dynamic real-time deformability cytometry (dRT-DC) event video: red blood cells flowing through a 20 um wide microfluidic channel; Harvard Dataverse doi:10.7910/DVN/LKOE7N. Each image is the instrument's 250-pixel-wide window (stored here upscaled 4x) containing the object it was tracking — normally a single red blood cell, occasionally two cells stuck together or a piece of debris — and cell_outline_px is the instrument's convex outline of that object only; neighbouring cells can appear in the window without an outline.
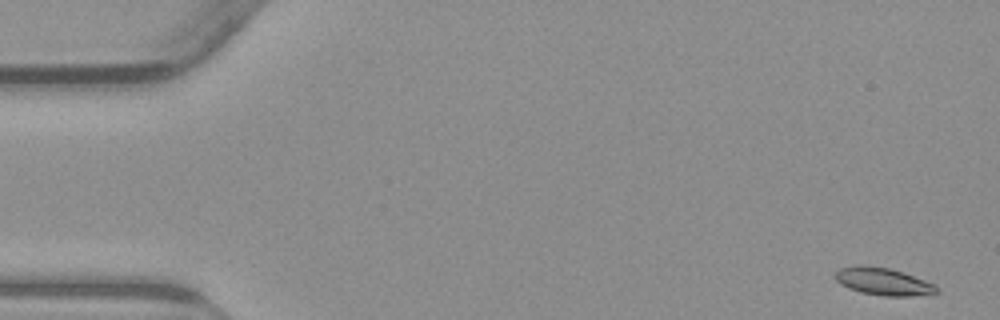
{"species": "common noctule bat (a hibernating species)", "species_latin": "Nyctalus noctula", "temperature_condition": "warm", "stored_images_in_passage": 53, "camera_frame_rate_fps": 3000, "um_per_image_px": 0.085, "animal": {"sex": "male", "body_mass_g": 23.1, "forearm_length_mm": 52.7}, "frame": {"image": 1, "passage_image": 1, "time_ms": 0.0, "image_size_px": [1000, 320], "cell_outline_px": [[940, 292], [932, 296], [884, 296], [860, 292], [848, 288], [840, 284], [836, 280], [836, 272], [840, 268], [856, 264], [864, 264], [888, 268], [904, 272], [936, 284], [940, 288]], "centroid_in_image_um": [75.16, 23.94], "position_along_channel_um": 9.8, "area_um2": 16.76}}
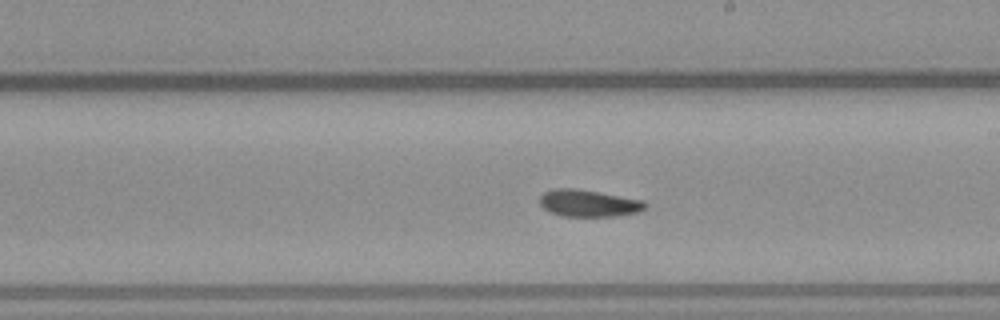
{"frame": {"image": 2, "passage_image": 30, "time_ms": 9.667, "image_size_px": [1000, 320], "cell_outline_px": [[648, 204], [640, 212], [616, 216], [560, 216], [548, 212], [540, 204], [540, 196], [544, 192], [552, 188], [576, 188], [644, 200]], "centroid_in_image_um": [50.02, 17.27], "position_along_channel_um": 239.0, "area_um2": 16.76}}
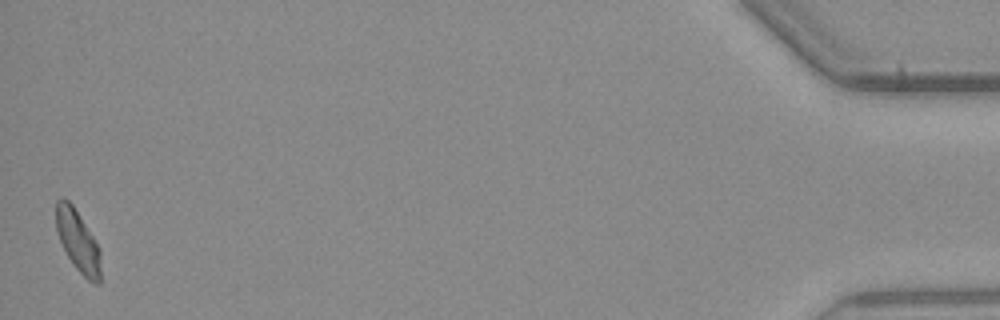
{"frame": {"image": 3, "passage_image": 53, "time_ms": 17.333, "image_size_px": [1000, 320], "cell_outline_px": [[100, 284], [96, 284], [88, 280], [72, 264], [56, 232], [56, 200], [60, 196], [64, 196], [72, 204], [100, 248]], "centroid_in_image_um": [6.6, 20.46], "position_along_channel_um": 428.6, "area_um2": 15.95}, "authors_computed_cell_mechanics": {"area_um2": 16.5886, "velocity_mm_per_s": 3.7981, "shape_relaxation_time_tau1_ms": null, "shape_relaxation_time_tau2_ms": 6.2811, "deformation_change_tau1": null, "deformation_change_tau2": 0.1325}}